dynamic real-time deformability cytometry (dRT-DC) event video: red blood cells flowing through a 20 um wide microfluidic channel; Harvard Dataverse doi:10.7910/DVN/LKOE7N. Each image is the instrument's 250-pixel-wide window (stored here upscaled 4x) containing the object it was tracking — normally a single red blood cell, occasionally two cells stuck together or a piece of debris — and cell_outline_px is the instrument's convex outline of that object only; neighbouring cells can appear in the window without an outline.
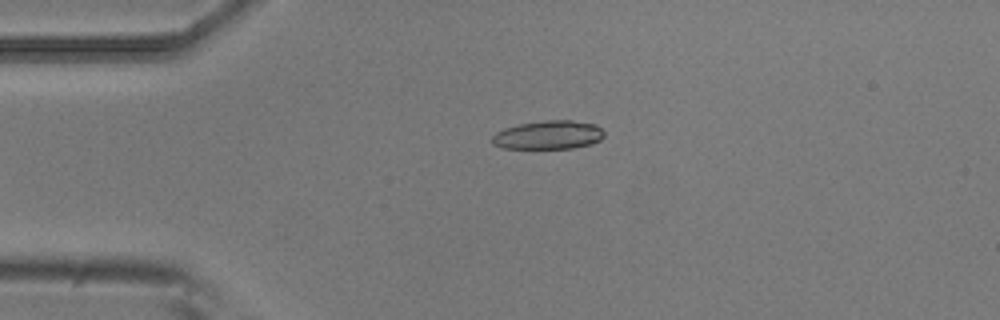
{"species": "common noctule bat (a hibernating species)", "species_latin": "Nyctalus noctula", "temperature_condition": "room temperature", "stored_images_in_passage": 3, "camera_frame_rate_fps": 3000, "um_per_image_px": 0.085, "animal": {"sex": "male", "body_mass_g": 20.5, "forearm_length_mm": 52.5}, "frame": {"image": 1, "passage_image": 1, "time_ms": 0.0, "image_size_px": [1000, 320], "cell_outline_px": [[604, 136], [600, 140], [592, 144], [572, 148], [504, 148], [492, 144], [492, 136], [496, 132], [504, 128], [520, 124], [544, 120], [572, 120], [596, 124], [604, 132]], "centroid_in_image_um": [46.62, 11.47], "position_along_channel_um": 38.4, "area_um2": 18.73}}
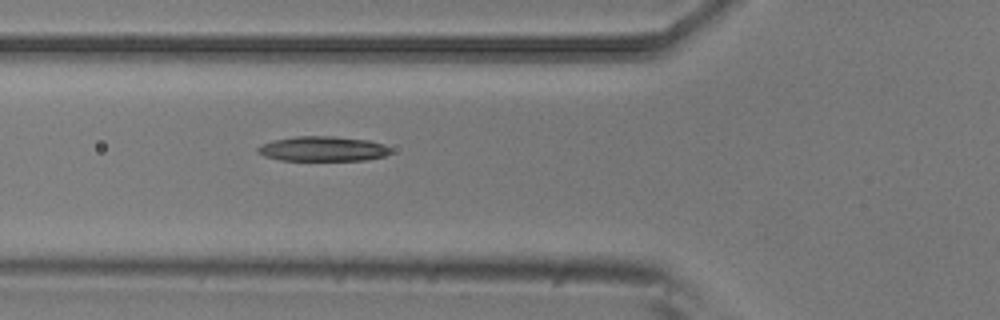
{"frame": {"image": 2, "passage_image": 3, "time_ms": 0.667, "image_size_px": [1000, 320], "cell_outline_px": [[392, 152], [384, 156], [364, 160], [280, 160], [264, 156], [256, 152], [256, 148], [260, 144], [272, 140], [296, 136], [332, 136], [368, 140], [384, 144]], "centroid_in_image_um": [27.38, 12.64], "position_along_channel_um": 98.4, "area_um2": 19.31}}